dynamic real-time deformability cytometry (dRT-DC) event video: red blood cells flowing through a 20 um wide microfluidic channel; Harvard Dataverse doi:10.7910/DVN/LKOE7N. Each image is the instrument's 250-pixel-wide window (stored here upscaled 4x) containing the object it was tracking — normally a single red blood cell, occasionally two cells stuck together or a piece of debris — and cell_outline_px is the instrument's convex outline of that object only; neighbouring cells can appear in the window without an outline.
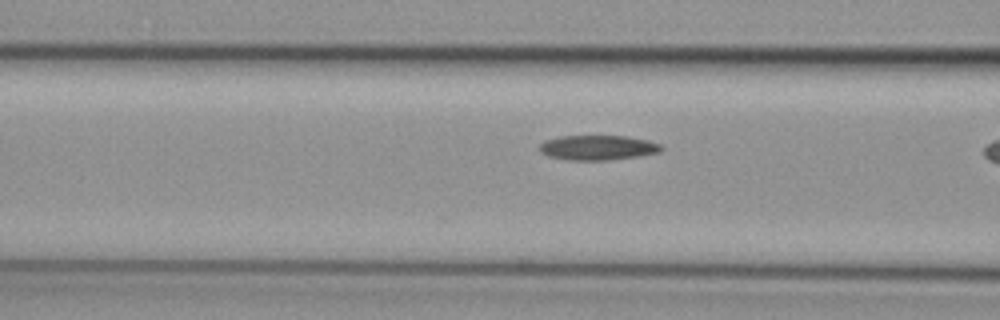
{"species": "common noctule bat (a hibernating species)", "species_latin": "Nyctalus noctula", "temperature_condition": "cold", "stored_images_in_passage": 8, "camera_frame_rate_fps": 3000, "um_per_image_px": 0.085, "animal": {"sex": "female", "body_mass_g": 29.2, "forearm_length_mm": 56.3}, "frame": {"image": 1, "passage_image": 7, "time_ms": 2.0, "image_size_px": [1000, 320], "cell_outline_px": [[664, 148], [660, 152], [640, 156], [608, 160], [568, 160], [548, 156], [540, 152], [536, 148], [544, 140], [560, 136], [624, 136], [648, 140], [660, 144]], "centroid_in_image_um": [50.78, 12.55], "position_along_channel_um": 115.8, "area_um2": 17.8}}